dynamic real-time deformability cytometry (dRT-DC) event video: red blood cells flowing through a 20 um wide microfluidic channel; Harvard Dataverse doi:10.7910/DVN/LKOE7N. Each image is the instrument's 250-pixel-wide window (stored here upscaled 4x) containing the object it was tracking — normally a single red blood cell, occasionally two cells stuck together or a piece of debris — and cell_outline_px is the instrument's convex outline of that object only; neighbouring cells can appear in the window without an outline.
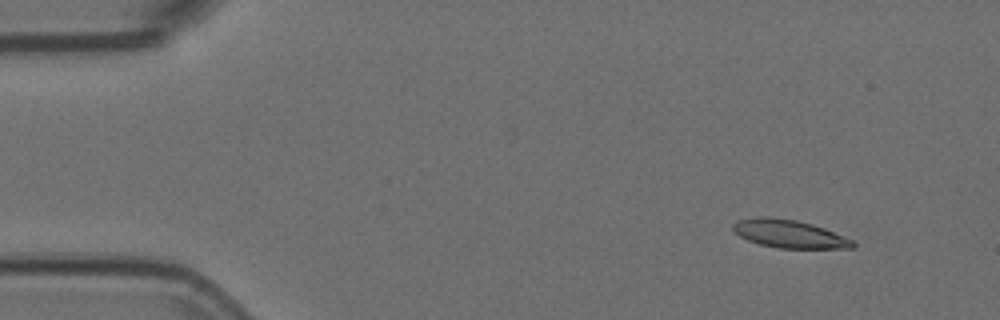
{"species": "Egyptian fruit bat (a non-hibernating species)", "species_latin": "Rousettus aegyptiacus", "temperature_condition": "room temperature", "stored_images_in_passage": 55, "camera_frame_rate_fps": 3000, "um_per_image_px": 0.085, "animal": {"sex": "female"}, "frame": {"image": 1, "passage_image": 6, "time_ms": 1.667, "image_size_px": [1000, 320], "cell_outline_px": [[856, 248], [776, 248], [760, 244], [748, 240], [740, 236], [732, 228], [732, 224], [736, 220], [756, 216], [764, 216], [796, 220], [812, 224], [824, 228], [852, 240], [856, 244]], "centroid_in_image_um": [67.06, 19.87], "position_along_channel_um": 17.9, "area_um2": 19.54}}
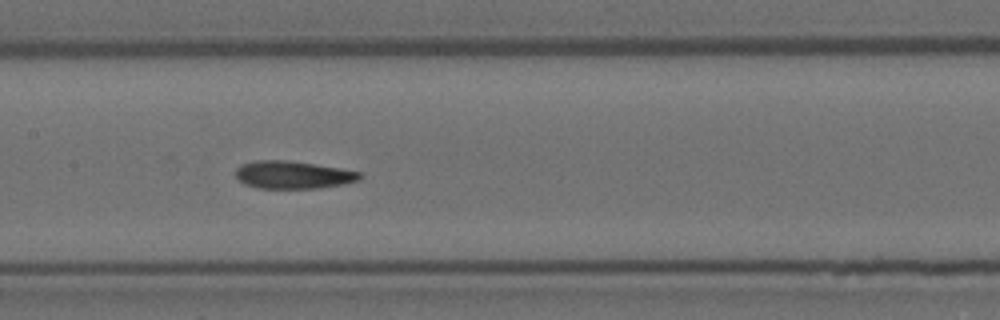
{"frame": {"image": 2, "passage_image": 27, "time_ms": 8.667, "image_size_px": [1000, 320], "cell_outline_px": [[364, 176], [360, 180], [344, 184], [320, 188], [256, 188], [244, 184], [236, 176], [236, 168], [240, 164], [256, 160], [284, 160], [340, 168], [360, 172]], "centroid_in_image_um": [24.91, 14.86], "position_along_channel_um": 182.5, "area_um2": 20.06}}
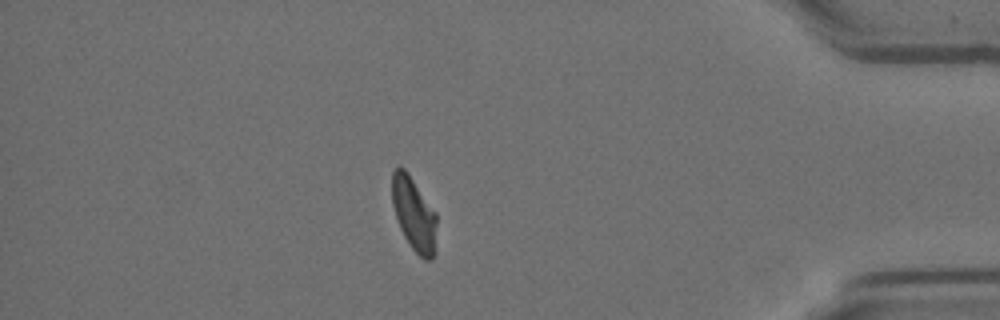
{"frame": {"image": 3, "passage_image": 48, "time_ms": 15.667, "image_size_px": [1000, 320], "cell_outline_px": [[436, 224], [432, 260], [424, 260], [412, 248], [404, 236], [400, 228], [392, 204], [392, 172], [396, 168], [404, 168], [408, 172], [436, 212]], "centroid_in_image_um": [35.17, 18.16], "position_along_channel_um": 400.0, "area_um2": 18.84}, "authors_computed_cell_mechanics": {"area_um2": 19.8832, "velocity_mm_per_s": 3.6979, "shape_relaxation_time_tau1_ms": 4.4368, "shape_relaxation_time_tau2_ms": 2.195, "deformation_change_tau1": 0.1491, "deformation_change_tau2": 0.0935}}